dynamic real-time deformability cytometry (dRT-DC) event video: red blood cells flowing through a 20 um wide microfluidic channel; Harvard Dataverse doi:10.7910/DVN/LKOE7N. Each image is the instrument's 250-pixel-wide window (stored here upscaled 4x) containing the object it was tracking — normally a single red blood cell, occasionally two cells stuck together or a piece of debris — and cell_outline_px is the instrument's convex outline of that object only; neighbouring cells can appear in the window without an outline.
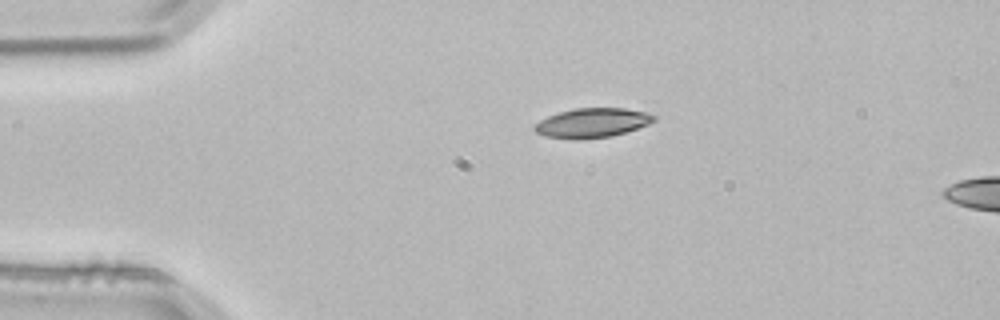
{"species": "common noctule bat (a hibernating species)", "species_latin": "Nyctalus noctula", "temperature_condition": "room temperature", "stored_images_in_passage": 3, "segment_of_instrument_passage": [1, 2], "camera_frame_rate_fps": 3000, "um_per_image_px": 0.085, "animal": {"sex": "male", "body_mass_g": 21.5, "forearm_length_mm": 52.0}, "frame": {"image": 1, "passage_image": 1, "time_ms": 0.0, "image_size_px": [1000, 320], "cell_outline_px": [[656, 120], [648, 124], [612, 136], [576, 140], [572, 140], [544, 136], [536, 132], [532, 128], [540, 120], [548, 116], [560, 112], [576, 108], [624, 108], [648, 112], [656, 116]], "centroid_in_image_um": [50.33, 10.45], "position_along_channel_um": 34.7, "area_um2": 20.52}}